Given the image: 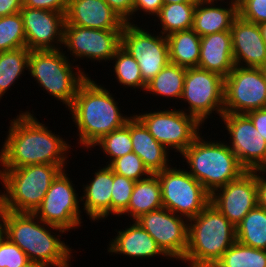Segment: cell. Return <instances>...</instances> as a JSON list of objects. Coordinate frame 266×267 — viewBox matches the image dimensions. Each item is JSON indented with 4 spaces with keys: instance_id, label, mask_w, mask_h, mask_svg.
Wrapping results in <instances>:
<instances>
[{
    "instance_id": "cell-27",
    "label": "cell",
    "mask_w": 266,
    "mask_h": 267,
    "mask_svg": "<svg viewBox=\"0 0 266 267\" xmlns=\"http://www.w3.org/2000/svg\"><path fill=\"white\" fill-rule=\"evenodd\" d=\"M170 63L185 68L198 67L201 37L191 28L166 36Z\"/></svg>"
},
{
    "instance_id": "cell-35",
    "label": "cell",
    "mask_w": 266,
    "mask_h": 267,
    "mask_svg": "<svg viewBox=\"0 0 266 267\" xmlns=\"http://www.w3.org/2000/svg\"><path fill=\"white\" fill-rule=\"evenodd\" d=\"M26 47V35L20 12L0 17V52Z\"/></svg>"
},
{
    "instance_id": "cell-3",
    "label": "cell",
    "mask_w": 266,
    "mask_h": 267,
    "mask_svg": "<svg viewBox=\"0 0 266 267\" xmlns=\"http://www.w3.org/2000/svg\"><path fill=\"white\" fill-rule=\"evenodd\" d=\"M112 94L87 77L68 108L78 129L79 144L91 148L108 133L124 126L131 118L121 113ZM77 125V126H76Z\"/></svg>"
},
{
    "instance_id": "cell-30",
    "label": "cell",
    "mask_w": 266,
    "mask_h": 267,
    "mask_svg": "<svg viewBox=\"0 0 266 267\" xmlns=\"http://www.w3.org/2000/svg\"><path fill=\"white\" fill-rule=\"evenodd\" d=\"M197 2L163 4L156 17L161 23L160 34H169L192 28L194 10Z\"/></svg>"
},
{
    "instance_id": "cell-24",
    "label": "cell",
    "mask_w": 266,
    "mask_h": 267,
    "mask_svg": "<svg viewBox=\"0 0 266 267\" xmlns=\"http://www.w3.org/2000/svg\"><path fill=\"white\" fill-rule=\"evenodd\" d=\"M131 142L133 152L143 161L151 174H156L169 165L168 149L160 144L135 116H131Z\"/></svg>"
},
{
    "instance_id": "cell-28",
    "label": "cell",
    "mask_w": 266,
    "mask_h": 267,
    "mask_svg": "<svg viewBox=\"0 0 266 267\" xmlns=\"http://www.w3.org/2000/svg\"><path fill=\"white\" fill-rule=\"evenodd\" d=\"M237 242L266 250V210L258 205L251 209L236 226Z\"/></svg>"
},
{
    "instance_id": "cell-10",
    "label": "cell",
    "mask_w": 266,
    "mask_h": 267,
    "mask_svg": "<svg viewBox=\"0 0 266 267\" xmlns=\"http://www.w3.org/2000/svg\"><path fill=\"white\" fill-rule=\"evenodd\" d=\"M163 109L135 116L144 124L149 133L168 150L171 148L180 155L202 133V124L193 116L180 109Z\"/></svg>"
},
{
    "instance_id": "cell-49",
    "label": "cell",
    "mask_w": 266,
    "mask_h": 267,
    "mask_svg": "<svg viewBox=\"0 0 266 267\" xmlns=\"http://www.w3.org/2000/svg\"><path fill=\"white\" fill-rule=\"evenodd\" d=\"M261 34H262V38L266 43V22H262L260 24H258Z\"/></svg>"
},
{
    "instance_id": "cell-17",
    "label": "cell",
    "mask_w": 266,
    "mask_h": 267,
    "mask_svg": "<svg viewBox=\"0 0 266 267\" xmlns=\"http://www.w3.org/2000/svg\"><path fill=\"white\" fill-rule=\"evenodd\" d=\"M257 171H246L238 179L217 188L210 202L236 227L258 205Z\"/></svg>"
},
{
    "instance_id": "cell-9",
    "label": "cell",
    "mask_w": 266,
    "mask_h": 267,
    "mask_svg": "<svg viewBox=\"0 0 266 267\" xmlns=\"http://www.w3.org/2000/svg\"><path fill=\"white\" fill-rule=\"evenodd\" d=\"M181 100L188 102V115L201 124L210 114L224 113V77L198 67L186 68Z\"/></svg>"
},
{
    "instance_id": "cell-18",
    "label": "cell",
    "mask_w": 266,
    "mask_h": 267,
    "mask_svg": "<svg viewBox=\"0 0 266 267\" xmlns=\"http://www.w3.org/2000/svg\"><path fill=\"white\" fill-rule=\"evenodd\" d=\"M20 13L23 18L26 35V47L29 50H58L63 44L65 14L22 7ZM56 44V45H55Z\"/></svg>"
},
{
    "instance_id": "cell-38",
    "label": "cell",
    "mask_w": 266,
    "mask_h": 267,
    "mask_svg": "<svg viewBox=\"0 0 266 267\" xmlns=\"http://www.w3.org/2000/svg\"><path fill=\"white\" fill-rule=\"evenodd\" d=\"M28 261L25 252L7 237L0 244V267H22Z\"/></svg>"
},
{
    "instance_id": "cell-22",
    "label": "cell",
    "mask_w": 266,
    "mask_h": 267,
    "mask_svg": "<svg viewBox=\"0 0 266 267\" xmlns=\"http://www.w3.org/2000/svg\"><path fill=\"white\" fill-rule=\"evenodd\" d=\"M96 171L91 182L84 187V195L80 196L84 212L94 222L104 220L111 214L113 185V170L107 164Z\"/></svg>"
},
{
    "instance_id": "cell-6",
    "label": "cell",
    "mask_w": 266,
    "mask_h": 267,
    "mask_svg": "<svg viewBox=\"0 0 266 267\" xmlns=\"http://www.w3.org/2000/svg\"><path fill=\"white\" fill-rule=\"evenodd\" d=\"M62 171L58 165L35 164L0 170V208L33 213L43 201L52 181Z\"/></svg>"
},
{
    "instance_id": "cell-36",
    "label": "cell",
    "mask_w": 266,
    "mask_h": 267,
    "mask_svg": "<svg viewBox=\"0 0 266 267\" xmlns=\"http://www.w3.org/2000/svg\"><path fill=\"white\" fill-rule=\"evenodd\" d=\"M108 166L114 173L134 181L144 179L151 174L142 159L134 152L116 158L111 163H108Z\"/></svg>"
},
{
    "instance_id": "cell-19",
    "label": "cell",
    "mask_w": 266,
    "mask_h": 267,
    "mask_svg": "<svg viewBox=\"0 0 266 267\" xmlns=\"http://www.w3.org/2000/svg\"><path fill=\"white\" fill-rule=\"evenodd\" d=\"M231 34L235 65L266 67V43L258 24L246 21L238 15L232 23Z\"/></svg>"
},
{
    "instance_id": "cell-40",
    "label": "cell",
    "mask_w": 266,
    "mask_h": 267,
    "mask_svg": "<svg viewBox=\"0 0 266 267\" xmlns=\"http://www.w3.org/2000/svg\"><path fill=\"white\" fill-rule=\"evenodd\" d=\"M69 0H23V7L56 11L66 14Z\"/></svg>"
},
{
    "instance_id": "cell-16",
    "label": "cell",
    "mask_w": 266,
    "mask_h": 267,
    "mask_svg": "<svg viewBox=\"0 0 266 267\" xmlns=\"http://www.w3.org/2000/svg\"><path fill=\"white\" fill-rule=\"evenodd\" d=\"M122 30H100L68 25L65 22L63 45L75 59L110 61L121 47Z\"/></svg>"
},
{
    "instance_id": "cell-48",
    "label": "cell",
    "mask_w": 266,
    "mask_h": 267,
    "mask_svg": "<svg viewBox=\"0 0 266 267\" xmlns=\"http://www.w3.org/2000/svg\"><path fill=\"white\" fill-rule=\"evenodd\" d=\"M22 267H47L45 264L36 262V261H28L25 265Z\"/></svg>"
},
{
    "instance_id": "cell-2",
    "label": "cell",
    "mask_w": 266,
    "mask_h": 267,
    "mask_svg": "<svg viewBox=\"0 0 266 267\" xmlns=\"http://www.w3.org/2000/svg\"><path fill=\"white\" fill-rule=\"evenodd\" d=\"M0 216L6 226V237L25 252L30 261L47 267H70L72 249L60 240L61 235H53L50 231L62 234L66 230L41 221L34 213L0 208Z\"/></svg>"
},
{
    "instance_id": "cell-15",
    "label": "cell",
    "mask_w": 266,
    "mask_h": 267,
    "mask_svg": "<svg viewBox=\"0 0 266 267\" xmlns=\"http://www.w3.org/2000/svg\"><path fill=\"white\" fill-rule=\"evenodd\" d=\"M135 221L153 237L168 258L184 259L188 247V220L186 218L166 208H161L144 213Z\"/></svg>"
},
{
    "instance_id": "cell-4",
    "label": "cell",
    "mask_w": 266,
    "mask_h": 267,
    "mask_svg": "<svg viewBox=\"0 0 266 267\" xmlns=\"http://www.w3.org/2000/svg\"><path fill=\"white\" fill-rule=\"evenodd\" d=\"M236 241V227L210 202L188 220V247L182 261L189 267H213Z\"/></svg>"
},
{
    "instance_id": "cell-42",
    "label": "cell",
    "mask_w": 266,
    "mask_h": 267,
    "mask_svg": "<svg viewBox=\"0 0 266 267\" xmlns=\"http://www.w3.org/2000/svg\"><path fill=\"white\" fill-rule=\"evenodd\" d=\"M163 4V0H134L133 15L139 10L145 12L146 15L156 16Z\"/></svg>"
},
{
    "instance_id": "cell-21",
    "label": "cell",
    "mask_w": 266,
    "mask_h": 267,
    "mask_svg": "<svg viewBox=\"0 0 266 267\" xmlns=\"http://www.w3.org/2000/svg\"><path fill=\"white\" fill-rule=\"evenodd\" d=\"M231 30L201 37L198 68L227 77L234 68Z\"/></svg>"
},
{
    "instance_id": "cell-26",
    "label": "cell",
    "mask_w": 266,
    "mask_h": 267,
    "mask_svg": "<svg viewBox=\"0 0 266 267\" xmlns=\"http://www.w3.org/2000/svg\"><path fill=\"white\" fill-rule=\"evenodd\" d=\"M163 208L161 198V186L156 174L136 181L131 194L128 209L123 213L128 214L132 220L137 219L144 213H149Z\"/></svg>"
},
{
    "instance_id": "cell-12",
    "label": "cell",
    "mask_w": 266,
    "mask_h": 267,
    "mask_svg": "<svg viewBox=\"0 0 266 267\" xmlns=\"http://www.w3.org/2000/svg\"><path fill=\"white\" fill-rule=\"evenodd\" d=\"M72 182L66 170H62L52 181L41 204L33 212L41 221L67 232L82 226L79 207L81 197L78 198Z\"/></svg>"
},
{
    "instance_id": "cell-45",
    "label": "cell",
    "mask_w": 266,
    "mask_h": 267,
    "mask_svg": "<svg viewBox=\"0 0 266 267\" xmlns=\"http://www.w3.org/2000/svg\"><path fill=\"white\" fill-rule=\"evenodd\" d=\"M23 0H0V17L20 12Z\"/></svg>"
},
{
    "instance_id": "cell-34",
    "label": "cell",
    "mask_w": 266,
    "mask_h": 267,
    "mask_svg": "<svg viewBox=\"0 0 266 267\" xmlns=\"http://www.w3.org/2000/svg\"><path fill=\"white\" fill-rule=\"evenodd\" d=\"M96 145L103 149L102 151L106 156L110 157L109 163L116 158L133 152L131 142V118L124 126L102 137L92 148Z\"/></svg>"
},
{
    "instance_id": "cell-46",
    "label": "cell",
    "mask_w": 266,
    "mask_h": 267,
    "mask_svg": "<svg viewBox=\"0 0 266 267\" xmlns=\"http://www.w3.org/2000/svg\"><path fill=\"white\" fill-rule=\"evenodd\" d=\"M198 1L203 2V3H207V4H215V3H218L217 1L223 2L224 0H198ZM214 1H216V2H214ZM240 2H241V0H231L227 6H229L231 4V5H236L238 7Z\"/></svg>"
},
{
    "instance_id": "cell-51",
    "label": "cell",
    "mask_w": 266,
    "mask_h": 267,
    "mask_svg": "<svg viewBox=\"0 0 266 267\" xmlns=\"http://www.w3.org/2000/svg\"><path fill=\"white\" fill-rule=\"evenodd\" d=\"M263 72H264V74H265V79H266V67L263 68Z\"/></svg>"
},
{
    "instance_id": "cell-37",
    "label": "cell",
    "mask_w": 266,
    "mask_h": 267,
    "mask_svg": "<svg viewBox=\"0 0 266 267\" xmlns=\"http://www.w3.org/2000/svg\"><path fill=\"white\" fill-rule=\"evenodd\" d=\"M135 183L136 181L113 172L111 214L119 217L128 209Z\"/></svg>"
},
{
    "instance_id": "cell-11",
    "label": "cell",
    "mask_w": 266,
    "mask_h": 267,
    "mask_svg": "<svg viewBox=\"0 0 266 267\" xmlns=\"http://www.w3.org/2000/svg\"><path fill=\"white\" fill-rule=\"evenodd\" d=\"M266 108L263 68L235 65L224 78V113L246 114Z\"/></svg>"
},
{
    "instance_id": "cell-23",
    "label": "cell",
    "mask_w": 266,
    "mask_h": 267,
    "mask_svg": "<svg viewBox=\"0 0 266 267\" xmlns=\"http://www.w3.org/2000/svg\"><path fill=\"white\" fill-rule=\"evenodd\" d=\"M124 229L116 231L117 236L109 243L108 252L123 254L135 259L155 257V255L168 257L153 237L135 220L132 225Z\"/></svg>"
},
{
    "instance_id": "cell-7",
    "label": "cell",
    "mask_w": 266,
    "mask_h": 267,
    "mask_svg": "<svg viewBox=\"0 0 266 267\" xmlns=\"http://www.w3.org/2000/svg\"><path fill=\"white\" fill-rule=\"evenodd\" d=\"M61 50H30L28 72L49 95L69 108L88 74L78 64L73 66Z\"/></svg>"
},
{
    "instance_id": "cell-41",
    "label": "cell",
    "mask_w": 266,
    "mask_h": 267,
    "mask_svg": "<svg viewBox=\"0 0 266 267\" xmlns=\"http://www.w3.org/2000/svg\"><path fill=\"white\" fill-rule=\"evenodd\" d=\"M112 10L125 22L134 24L133 20V2L134 0H105ZM132 18V19H131Z\"/></svg>"
},
{
    "instance_id": "cell-33",
    "label": "cell",
    "mask_w": 266,
    "mask_h": 267,
    "mask_svg": "<svg viewBox=\"0 0 266 267\" xmlns=\"http://www.w3.org/2000/svg\"><path fill=\"white\" fill-rule=\"evenodd\" d=\"M114 73L117 82L125 87L146 90L147 84L143 81L141 71L137 61L122 47L114 54Z\"/></svg>"
},
{
    "instance_id": "cell-44",
    "label": "cell",
    "mask_w": 266,
    "mask_h": 267,
    "mask_svg": "<svg viewBox=\"0 0 266 267\" xmlns=\"http://www.w3.org/2000/svg\"><path fill=\"white\" fill-rule=\"evenodd\" d=\"M257 172H259L257 174L258 206L266 210V178H265L266 170H257ZM263 174H265V175H263Z\"/></svg>"
},
{
    "instance_id": "cell-29",
    "label": "cell",
    "mask_w": 266,
    "mask_h": 267,
    "mask_svg": "<svg viewBox=\"0 0 266 267\" xmlns=\"http://www.w3.org/2000/svg\"><path fill=\"white\" fill-rule=\"evenodd\" d=\"M186 68L169 63L147 83L145 92L153 96L181 99Z\"/></svg>"
},
{
    "instance_id": "cell-39",
    "label": "cell",
    "mask_w": 266,
    "mask_h": 267,
    "mask_svg": "<svg viewBox=\"0 0 266 267\" xmlns=\"http://www.w3.org/2000/svg\"><path fill=\"white\" fill-rule=\"evenodd\" d=\"M238 15L249 22H266V0H241Z\"/></svg>"
},
{
    "instance_id": "cell-1",
    "label": "cell",
    "mask_w": 266,
    "mask_h": 267,
    "mask_svg": "<svg viewBox=\"0 0 266 267\" xmlns=\"http://www.w3.org/2000/svg\"><path fill=\"white\" fill-rule=\"evenodd\" d=\"M28 111L10 120L11 126L0 150V166L2 169H13L50 164L65 170L68 158L65 153L70 151L71 146Z\"/></svg>"
},
{
    "instance_id": "cell-31",
    "label": "cell",
    "mask_w": 266,
    "mask_h": 267,
    "mask_svg": "<svg viewBox=\"0 0 266 267\" xmlns=\"http://www.w3.org/2000/svg\"><path fill=\"white\" fill-rule=\"evenodd\" d=\"M29 55L27 47L0 52V99L28 69Z\"/></svg>"
},
{
    "instance_id": "cell-47",
    "label": "cell",
    "mask_w": 266,
    "mask_h": 267,
    "mask_svg": "<svg viewBox=\"0 0 266 267\" xmlns=\"http://www.w3.org/2000/svg\"><path fill=\"white\" fill-rule=\"evenodd\" d=\"M6 238V226L3 222V219L0 216V244L4 241Z\"/></svg>"
},
{
    "instance_id": "cell-8",
    "label": "cell",
    "mask_w": 266,
    "mask_h": 267,
    "mask_svg": "<svg viewBox=\"0 0 266 267\" xmlns=\"http://www.w3.org/2000/svg\"><path fill=\"white\" fill-rule=\"evenodd\" d=\"M161 186L163 208L186 217H196L210 203L211 194L187 172L169 166L156 173Z\"/></svg>"
},
{
    "instance_id": "cell-50",
    "label": "cell",
    "mask_w": 266,
    "mask_h": 267,
    "mask_svg": "<svg viewBox=\"0 0 266 267\" xmlns=\"http://www.w3.org/2000/svg\"><path fill=\"white\" fill-rule=\"evenodd\" d=\"M164 4L184 3V2H198V0H163Z\"/></svg>"
},
{
    "instance_id": "cell-13",
    "label": "cell",
    "mask_w": 266,
    "mask_h": 267,
    "mask_svg": "<svg viewBox=\"0 0 266 267\" xmlns=\"http://www.w3.org/2000/svg\"><path fill=\"white\" fill-rule=\"evenodd\" d=\"M121 47L137 61L146 84L170 63L166 36L152 35L137 24H124Z\"/></svg>"
},
{
    "instance_id": "cell-20",
    "label": "cell",
    "mask_w": 266,
    "mask_h": 267,
    "mask_svg": "<svg viewBox=\"0 0 266 267\" xmlns=\"http://www.w3.org/2000/svg\"><path fill=\"white\" fill-rule=\"evenodd\" d=\"M65 20L68 25L100 30H122L125 24L105 0H69Z\"/></svg>"
},
{
    "instance_id": "cell-43",
    "label": "cell",
    "mask_w": 266,
    "mask_h": 267,
    "mask_svg": "<svg viewBox=\"0 0 266 267\" xmlns=\"http://www.w3.org/2000/svg\"><path fill=\"white\" fill-rule=\"evenodd\" d=\"M246 115L251 119L256 130L266 140V108L249 111Z\"/></svg>"
},
{
    "instance_id": "cell-25",
    "label": "cell",
    "mask_w": 266,
    "mask_h": 267,
    "mask_svg": "<svg viewBox=\"0 0 266 267\" xmlns=\"http://www.w3.org/2000/svg\"><path fill=\"white\" fill-rule=\"evenodd\" d=\"M198 1L194 10L192 29L200 36L231 30L238 16V7H223Z\"/></svg>"
},
{
    "instance_id": "cell-5",
    "label": "cell",
    "mask_w": 266,
    "mask_h": 267,
    "mask_svg": "<svg viewBox=\"0 0 266 267\" xmlns=\"http://www.w3.org/2000/svg\"><path fill=\"white\" fill-rule=\"evenodd\" d=\"M199 135L181 154L190 175L212 194L217 188L238 179L246 170L223 141H205Z\"/></svg>"
},
{
    "instance_id": "cell-32",
    "label": "cell",
    "mask_w": 266,
    "mask_h": 267,
    "mask_svg": "<svg viewBox=\"0 0 266 267\" xmlns=\"http://www.w3.org/2000/svg\"><path fill=\"white\" fill-rule=\"evenodd\" d=\"M213 267H266V250L236 241Z\"/></svg>"
},
{
    "instance_id": "cell-14",
    "label": "cell",
    "mask_w": 266,
    "mask_h": 267,
    "mask_svg": "<svg viewBox=\"0 0 266 267\" xmlns=\"http://www.w3.org/2000/svg\"><path fill=\"white\" fill-rule=\"evenodd\" d=\"M230 136L229 148L246 171L266 170V140L246 114L223 113L221 116Z\"/></svg>"
}]
</instances>
